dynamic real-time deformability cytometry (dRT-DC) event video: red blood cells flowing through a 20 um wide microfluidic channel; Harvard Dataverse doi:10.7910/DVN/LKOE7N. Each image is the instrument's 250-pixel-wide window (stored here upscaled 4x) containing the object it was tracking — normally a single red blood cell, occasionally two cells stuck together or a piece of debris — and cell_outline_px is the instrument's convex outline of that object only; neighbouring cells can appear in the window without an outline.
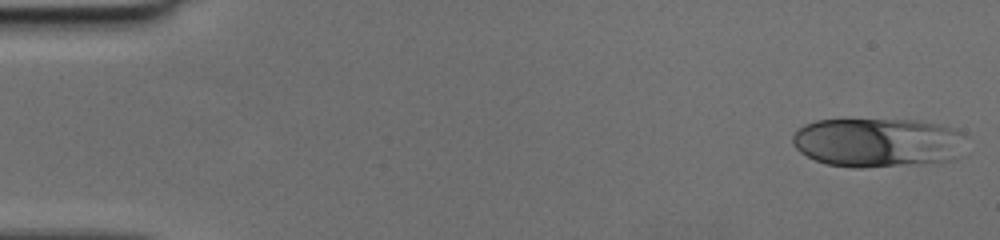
{"species": "human", "species_latin": "Homo sapiens", "temperature_condition": "cold", "stored_images_in_passage": 47, "camera_frame_rate_fps": 3000, "um_per_image_px": 0.085, "donor": {"sex": "female"}, "frame": {"image": 1, "passage_image": 1, "time_ms": 0.0, "image_size_px": [1000, 240], "cell_outline_px": [[964, 136], [956, 156], [952, 160], [920, 164], [864, 168], [856, 168], [828, 164], [816, 160], [800, 152], [792, 144], [792, 136], [804, 124], [816, 120], [916, 120], [936, 124], [952, 128], [960, 132]], "centroid_in_image_um": [74.55, 12.12], "position_along_channel_um": 10.5, "area_um2": 49.42}}
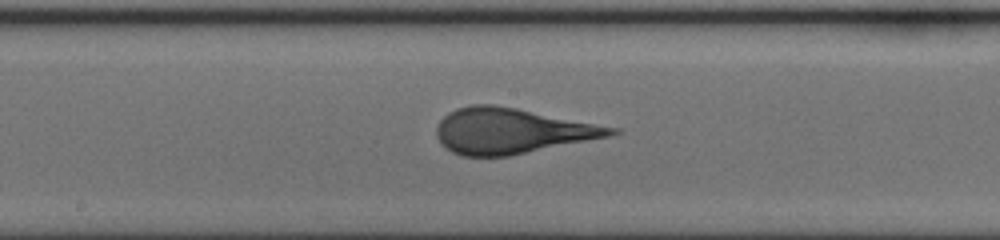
{"frame": {"image": 2, "passage_image": 25, "time_ms": 8.0, "image_size_px": [1000, 240], "cell_outline_px": [[620, 132], [608, 136], [508, 156], [464, 156], [452, 152], [444, 148], [440, 144], [436, 136], [436, 128], [440, 120], [448, 112], [456, 108], [472, 104], [492, 104], [516, 108], [620, 128]], "centroid_in_image_um": [43.43, 11.12], "position_along_channel_um": 204.8, "area_um2": 46.01}}
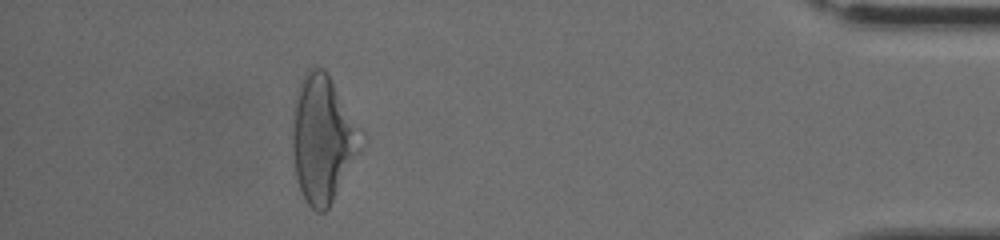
{"frame": {"image": 3, "passage_image": 43, "time_ms": 14.0, "image_size_px": [1000, 240], "cell_outline_px": [[360, 148], [328, 208], [324, 212], [316, 212], [304, 200], [296, 176], [292, 152], [292, 120], [296, 92], [308, 68], [324, 68], [332, 84]], "centroid_in_image_um": [27.26, 11.9], "position_along_channel_um": 407.9, "area_um2": 47.22}}